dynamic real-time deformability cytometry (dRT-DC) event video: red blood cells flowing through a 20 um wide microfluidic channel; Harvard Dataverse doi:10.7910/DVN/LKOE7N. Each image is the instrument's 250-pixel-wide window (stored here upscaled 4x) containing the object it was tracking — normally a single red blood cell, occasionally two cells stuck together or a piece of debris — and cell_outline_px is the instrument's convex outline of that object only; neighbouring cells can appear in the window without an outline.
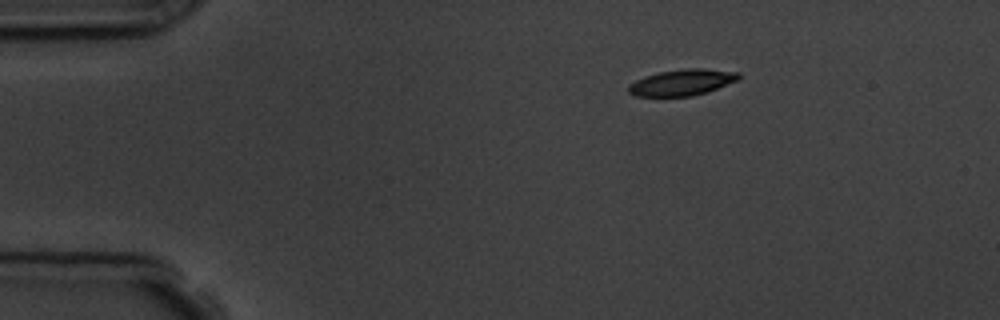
{"species": "common noctule bat (a hibernating species)", "species_latin": "Nyctalus noctula", "temperature_condition": "room temperature", "stored_images_in_passage": 3, "camera_frame_rate_fps": 3000, "um_per_image_px": 0.085, "animal": {"sex": "male", "body_mass_g": 19.5, "forearm_length_mm": 54.6}, "frame": {"image": 1, "passage_image": 1, "time_ms": 0.0, "image_size_px": [1000, 320], "cell_outline_px": [[740, 80], [692, 96], [636, 96], [628, 92], [628, 84], [644, 76], [660, 72], [688, 68], [704, 68], [740, 72]], "centroid_in_image_um": [57.98, 6.99], "position_along_channel_um": 27.0, "area_um2": 16.76}}